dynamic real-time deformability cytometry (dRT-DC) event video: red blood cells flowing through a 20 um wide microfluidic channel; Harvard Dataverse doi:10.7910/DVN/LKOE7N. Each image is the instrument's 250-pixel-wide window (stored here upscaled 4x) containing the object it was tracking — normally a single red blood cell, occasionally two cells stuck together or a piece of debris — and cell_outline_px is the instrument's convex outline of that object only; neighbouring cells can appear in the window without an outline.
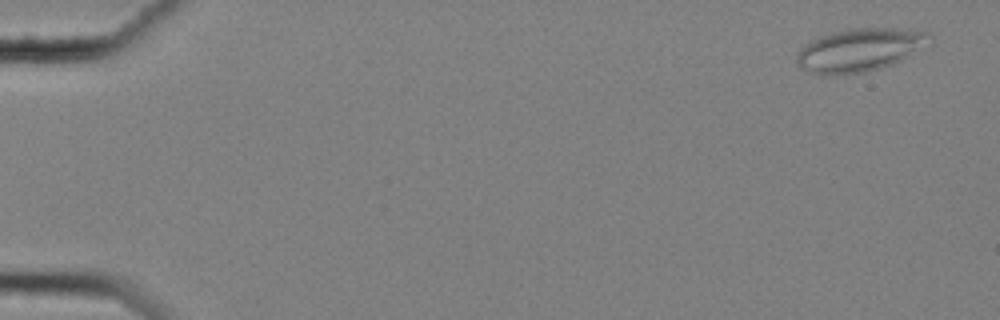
{"species": "common noctule bat (a hibernating species)", "species_latin": "Nyctalus noctula", "temperature_condition": "cold", "stored_images_in_passage": 59, "camera_frame_rate_fps": 3000, "um_per_image_px": 0.085, "animal": {"sex": "female", "body_mass_g": 25.1}, "frame": {"image": 1, "passage_image": 3, "time_ms": 0.667, "image_size_px": [1000, 320], "cell_outline_px": [[932, 44], [892, 64], [880, 68], [864, 72], [836, 76], [820, 76], [808, 72], [800, 68], [796, 60], [796, 56], [800, 48], [812, 40], [820, 36], [832, 32], [852, 28], [896, 28], [932, 32]], "centroid_in_image_um": [73.09, 4.26], "position_along_channel_um": 11.9, "area_um2": 33.99}}
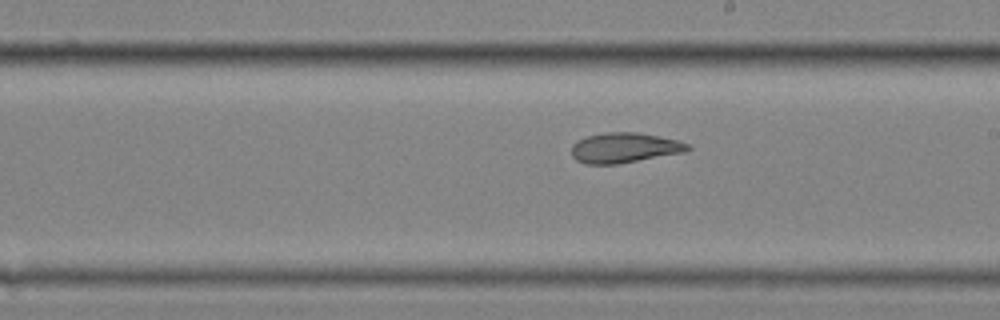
{"frame": {"image": 2, "passage_image": 35, "time_ms": 11.333, "image_size_px": [1000, 320], "cell_outline_px": [[692, 148], [684, 152], [616, 164], [584, 164], [576, 160], [572, 156], [572, 144], [576, 140], [588, 136], [608, 132], [636, 132], [676, 140], [688, 144]], "centroid_in_image_um": [53.03, 12.56], "position_along_channel_um": 236.0, "area_um2": 20.17}}
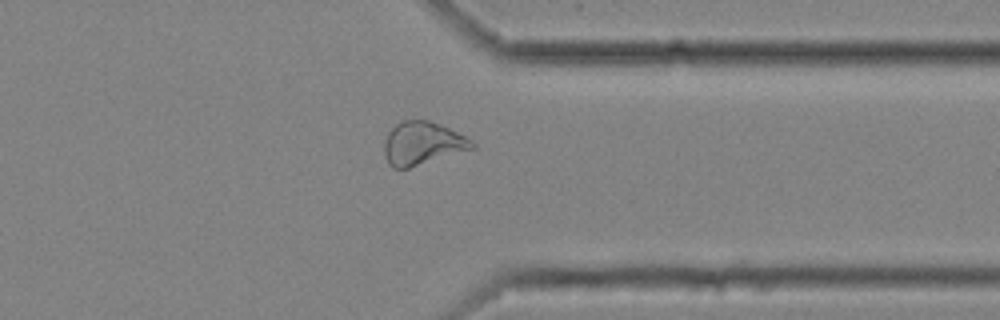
{"frame": {"image": 3, "passage_image": 47, "time_ms": 15.333, "image_size_px": [1000, 320], "cell_outline_px": [[476, 148], [408, 168], [392, 168], [388, 164], [384, 152], [384, 140], [388, 132], [400, 120], [428, 120], [448, 128], [472, 140], [476, 144]], "centroid_in_image_um": [35.89, 12.19], "position_along_channel_um": 375.5, "area_um2": 22.02}, "authors_computed_cell_mechanics": {"area_um2": 23.9292, "velocity_mm_per_s": 3.5028, "shape_relaxation_time_tau1_ms": 8.8326, "shape_relaxation_time_tau2_ms": 3.6748, "deformation_change_tau1": 0.166, "deformation_change_tau2": 0.0949}}